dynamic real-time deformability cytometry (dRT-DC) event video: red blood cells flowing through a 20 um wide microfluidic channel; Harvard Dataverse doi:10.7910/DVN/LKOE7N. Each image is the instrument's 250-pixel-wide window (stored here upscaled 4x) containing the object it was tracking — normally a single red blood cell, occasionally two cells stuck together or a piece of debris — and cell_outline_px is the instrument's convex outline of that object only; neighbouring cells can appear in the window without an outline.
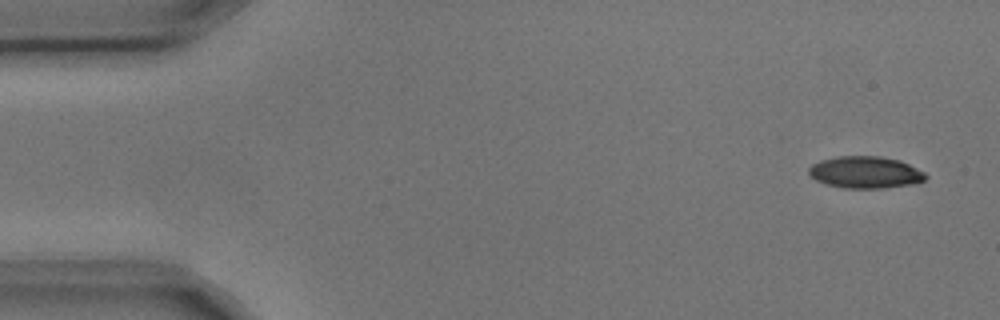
{"species": "common noctule bat (a hibernating species)", "species_latin": "Nyctalus noctula", "temperature_condition": "cold", "stored_images_in_passage": 7, "camera_frame_rate_fps": 3000, "um_per_image_px": 0.085, "animal": {"sex": "male", "body_mass_g": 17.9, "forearm_length_mm": 54.2}, "frame": {"image": 1, "passage_image": 1, "time_ms": 0.0, "image_size_px": [1000, 320], "cell_outline_px": [[928, 176], [924, 180], [916, 184], [884, 188], [844, 188], [824, 184], [816, 180], [808, 172], [808, 168], [812, 164], [820, 160], [836, 156], [880, 156], [900, 160], [924, 172]], "centroid_in_image_um": [73.55, 14.65], "position_along_channel_um": 11.4, "area_um2": 21.91}}
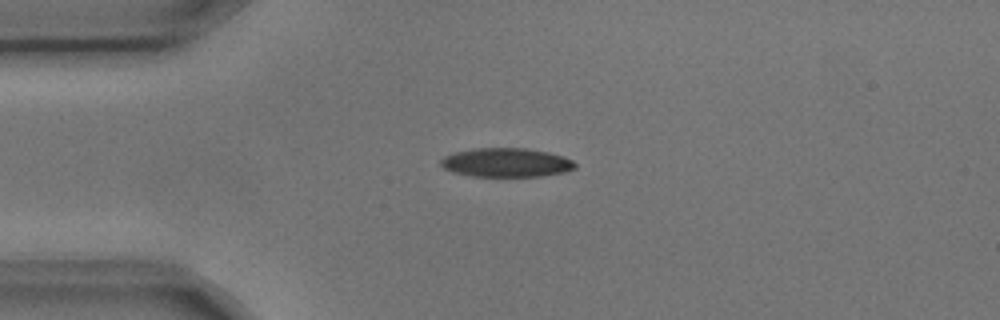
{"frame": {"image": 2, "passage_image": 4, "time_ms": 1.0, "image_size_px": [1000, 320], "cell_outline_px": [[576, 168], [564, 172], [540, 176], [472, 176], [456, 172], [444, 168], [440, 164], [440, 160], [444, 156], [456, 152], [472, 148], [524, 148], [548, 152], [564, 156], [572, 160], [576, 164]], "centroid_in_image_um": [43.05, 13.81], "position_along_channel_um": 42.0, "area_um2": 22.54}}
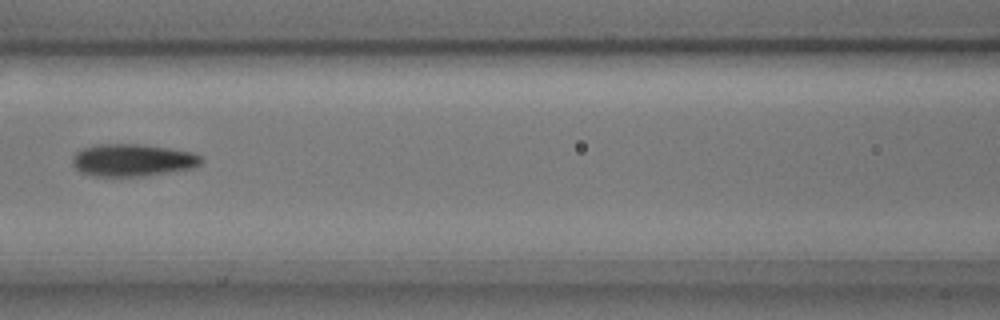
{"frame": {"image": 3, "passage_image": 7, "time_ms": 2.0, "image_size_px": [1000, 320], "cell_outline_px": [[204, 160], [200, 164], [192, 168], [144, 176], [92, 176], [80, 172], [72, 164], [72, 156], [76, 152], [84, 148], [96, 144], [144, 144], [172, 148], [192, 152], [204, 156]], "centroid_in_image_um": [11.29, 13.6], "position_along_channel_um": 155.3, "area_um2": 24.57}}